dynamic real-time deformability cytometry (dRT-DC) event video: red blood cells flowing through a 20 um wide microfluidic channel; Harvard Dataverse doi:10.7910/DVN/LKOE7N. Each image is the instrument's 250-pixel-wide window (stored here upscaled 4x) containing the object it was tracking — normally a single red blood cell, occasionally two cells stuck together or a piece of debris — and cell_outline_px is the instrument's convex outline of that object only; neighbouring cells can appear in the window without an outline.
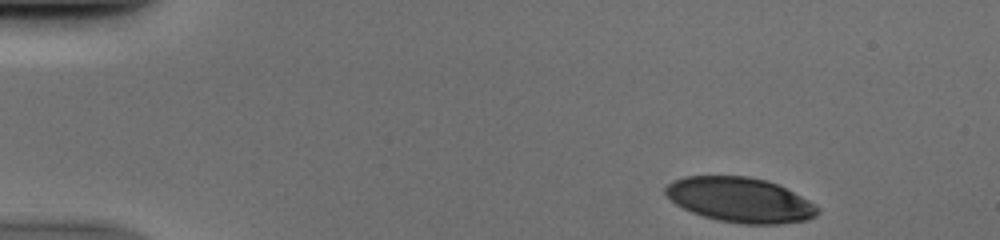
{"species": "human", "species_latin": "Homo sapiens", "temperature_condition": "cold", "stored_images_in_passage": 40, "camera_frame_rate_fps": 3000, "um_per_image_px": 0.085, "donor": {"sex": "male"}, "frame": {"image": 1, "passage_image": 1, "time_ms": 0.0, "image_size_px": [1000, 240], "cell_outline_px": [[820, 212], [816, 216], [808, 220], [780, 224], [740, 224], [720, 220], [704, 216], [692, 212], [676, 204], [664, 192], [664, 188], [672, 180], [684, 176], [748, 176], [764, 180], [776, 184], [808, 200], [820, 208]], "centroid_in_image_um": [62.91, 16.99], "position_along_channel_um": 22.1, "area_um2": 39.59}}
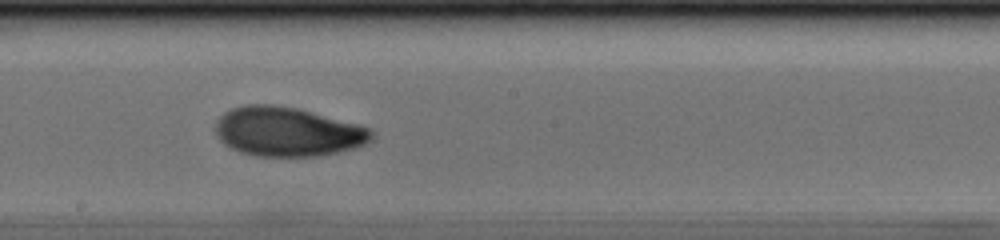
{"frame": {"image": 2, "passage_image": 24, "time_ms": 7.667, "image_size_px": [1000, 240], "cell_outline_px": [[372, 140], [364, 144], [340, 152], [320, 156], [256, 156], [240, 152], [228, 148], [216, 136], [216, 120], [224, 112], [232, 108], [244, 104], [272, 104], [296, 108], [360, 124], [368, 128], [372, 132]], "centroid_in_image_um": [24.4, 11.19], "position_along_channel_um": 223.8, "area_um2": 45.03}}
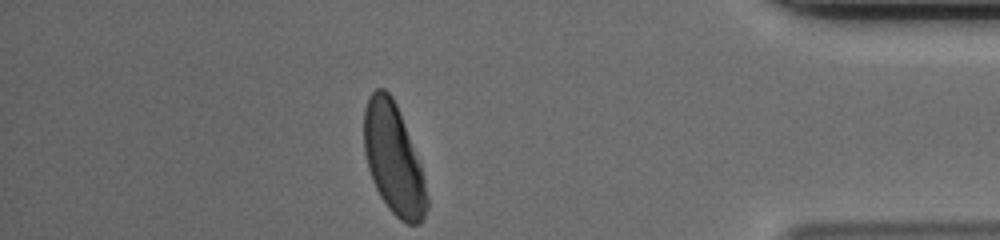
{"frame": {"image": 3, "passage_image": 40, "time_ms": 13.0, "image_size_px": [1000, 240], "cell_outline_px": [[428, 208], [420, 224], [408, 224], [400, 220], [388, 208], [380, 196], [372, 180], [368, 168], [364, 152], [364, 108], [368, 96], [376, 88], [384, 88], [392, 96], [400, 112], [420, 164], [424, 180], [428, 200]], "centroid_in_image_um": [33.44, 13.52], "position_along_channel_um": 401.8, "area_um2": 40.4}}